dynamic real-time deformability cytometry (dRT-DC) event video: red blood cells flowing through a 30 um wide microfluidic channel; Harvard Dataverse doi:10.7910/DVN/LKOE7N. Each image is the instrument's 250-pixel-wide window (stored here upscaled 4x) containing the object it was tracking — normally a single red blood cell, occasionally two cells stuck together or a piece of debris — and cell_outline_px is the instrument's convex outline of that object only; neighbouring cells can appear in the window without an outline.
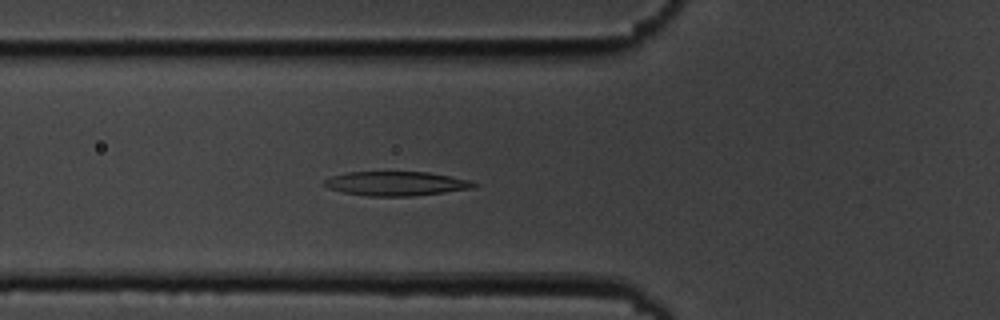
{"species": "common noctule bat (a hibernating species)", "species_latin": "Nyctalus noctula", "temperature_condition": "cold", "stored_images_in_passage": 5, "camera_frame_rate_fps": 3000, "um_per_image_px": 0.085, "animal": {"sex": "male", "body_mass_g": 19.5, "forearm_length_mm": 54.6}, "frame": {"image": 1, "passage_image": 5, "time_ms": 4.333, "image_size_px": [1000, 320], "cell_outline_px": [[480, 184], [472, 188], [444, 192], [412, 196], [368, 196], [344, 192], [328, 188], [324, 184], [324, 180], [332, 176], [348, 172], [428, 172], [468, 180]], "centroid_in_image_um": [33.66, 15.6], "position_along_channel_um": 92.1, "area_um2": 20.87}}